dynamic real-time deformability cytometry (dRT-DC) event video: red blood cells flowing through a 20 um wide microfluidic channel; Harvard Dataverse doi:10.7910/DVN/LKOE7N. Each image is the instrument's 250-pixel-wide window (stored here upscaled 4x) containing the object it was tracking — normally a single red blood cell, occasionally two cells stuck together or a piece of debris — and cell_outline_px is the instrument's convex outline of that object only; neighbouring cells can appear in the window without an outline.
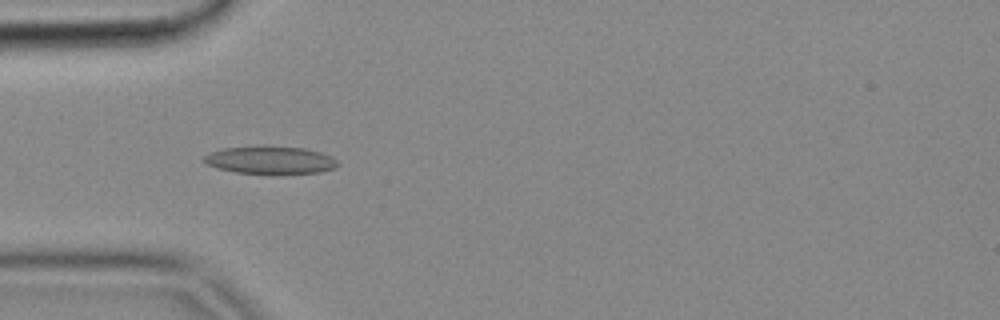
{"species": "common noctule bat (a hibernating species)", "species_latin": "Nyctalus noctula", "temperature_condition": "cold", "stored_images_in_passage": 8, "camera_frame_rate_fps": 3000, "um_per_image_px": 0.085, "animal": {"sex": "female", "body_mass_g": 18.4}, "frame": {"image": 1, "passage_image": 2, "time_ms": 0.333, "image_size_px": [1000, 320], "cell_outline_px": [[340, 164], [336, 168], [320, 172], [284, 176], [272, 176], [236, 172], [216, 168], [208, 164], [204, 160], [204, 156], [212, 152], [224, 148], [304, 148], [320, 152], [332, 156]], "centroid_in_image_um": [23.07, 13.69], "position_along_channel_um": 61.9, "area_um2": 21.68}}
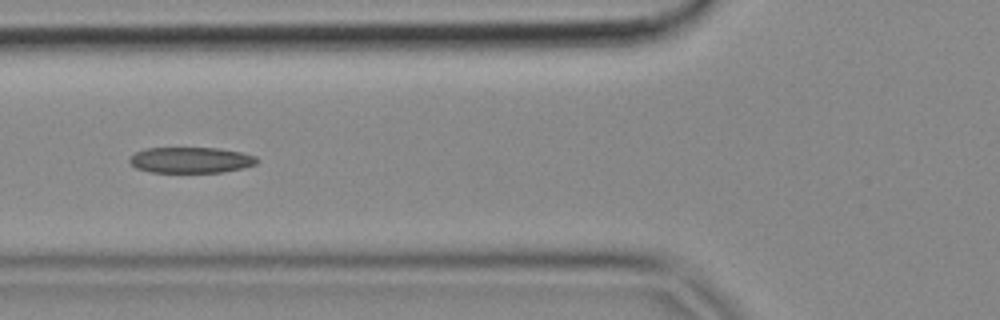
{"frame": {"image": 2, "passage_image": 3, "time_ms": 0.667, "image_size_px": [1000, 320], "cell_outline_px": [[260, 160], [256, 164], [244, 168], [224, 172], [152, 172], [136, 168], [128, 160], [136, 152], [144, 148], [216, 148], [240, 152], [256, 156]], "centroid_in_image_um": [16.25, 13.6], "position_along_channel_um": 109.5, "area_um2": 19.19}}
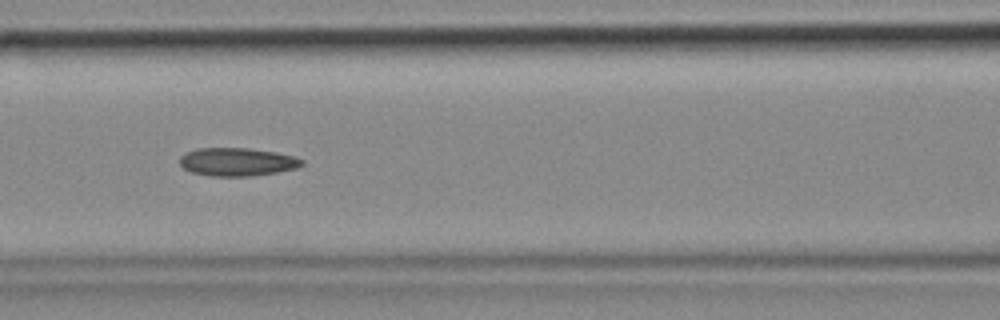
{"frame": {"image": 3, "passage_image": 4, "time_ms": 1.0, "image_size_px": [1000, 320], "cell_outline_px": [[304, 164], [296, 168], [276, 172], [252, 176], [212, 176], [192, 172], [184, 168], [180, 164], [180, 156], [196, 148], [248, 148], [276, 152], [292, 156], [304, 160]], "centroid_in_image_um": [20.16, 13.76], "position_along_channel_um": 146.4, "area_um2": 19.94}}